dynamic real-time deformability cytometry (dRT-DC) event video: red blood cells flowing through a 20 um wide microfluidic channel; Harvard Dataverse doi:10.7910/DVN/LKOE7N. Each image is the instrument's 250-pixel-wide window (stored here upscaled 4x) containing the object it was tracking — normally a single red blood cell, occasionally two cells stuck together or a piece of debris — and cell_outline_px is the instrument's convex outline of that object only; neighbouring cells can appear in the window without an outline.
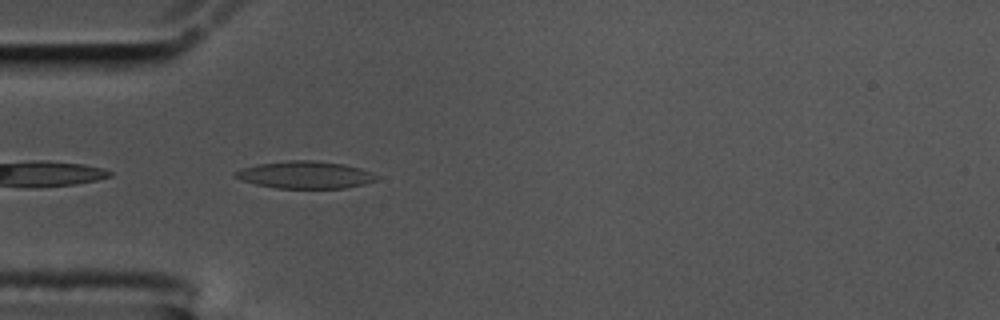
{"species": "common noctule bat (a hibernating species)", "species_latin": "Nyctalus noctula", "temperature_condition": "cold", "stored_images_in_passage": 38, "camera_frame_rate_fps": 3000, "um_per_image_px": 0.085, "animal": {"sex": "male", "body_mass_g": 17.5, "forearm_length_mm": 52.3}, "frame": {"image": 1, "passage_image": 2, "time_ms": 0.333, "image_size_px": [1000, 320], "cell_outline_px": [[380, 176], [376, 180], [364, 184], [344, 188], [276, 188], [256, 184], [240, 180], [232, 176], [232, 172], [256, 164], [288, 160], [312, 160], [344, 164], [360, 168], [372, 172]], "centroid_in_image_um": [25.92, 14.86], "position_along_channel_um": 59.1, "area_um2": 22.6}}
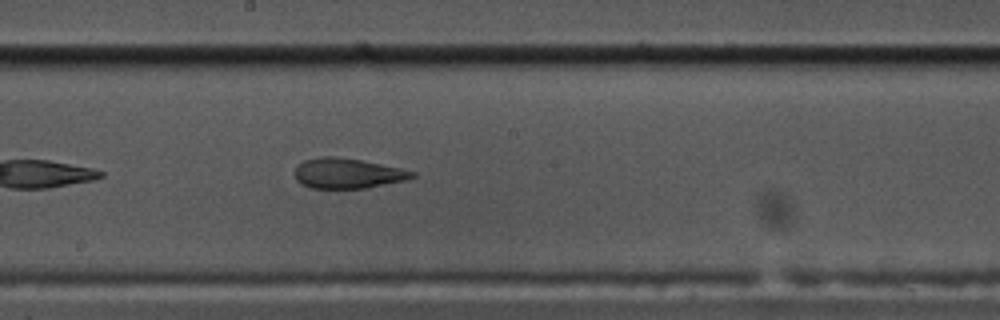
{"frame": {"image": 2, "passage_image": 16, "time_ms": 5.0, "image_size_px": [1000, 320], "cell_outline_px": [[416, 176], [408, 180], [364, 188], [312, 188], [300, 184], [296, 180], [296, 168], [304, 160], [320, 156], [336, 156], [360, 160], [400, 168], [416, 172]], "centroid_in_image_um": [29.56, 14.73], "position_along_channel_um": 218.6, "area_um2": 20.58}}
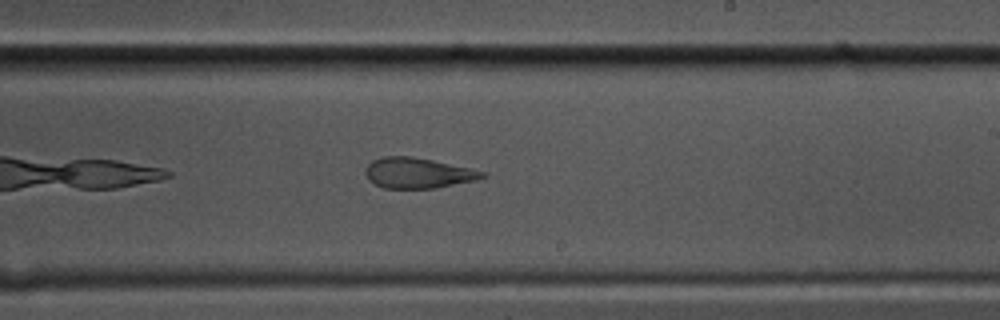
{"frame": {"image": 3, "passage_image": 19, "time_ms": 6.0, "image_size_px": [1000, 320], "cell_outline_px": [[488, 176], [476, 180], [432, 188], [384, 188], [368, 180], [364, 172], [364, 168], [372, 160], [384, 156], [412, 156], [432, 160], [468, 168], [484, 172]], "centroid_in_image_um": [35.46, 14.7], "position_along_channel_um": 253.5, "area_um2": 20.58}, "authors_computed_cell_mechanics": {"area_um2": 22.2241, "velocity_mm_per_s": 3.49, "shape_relaxation_time_tau1_ms": null, "shape_relaxation_time_tau2_ms": 1.7637, "deformation_change_tau1": null, "deformation_change_tau2": 0.0739}}